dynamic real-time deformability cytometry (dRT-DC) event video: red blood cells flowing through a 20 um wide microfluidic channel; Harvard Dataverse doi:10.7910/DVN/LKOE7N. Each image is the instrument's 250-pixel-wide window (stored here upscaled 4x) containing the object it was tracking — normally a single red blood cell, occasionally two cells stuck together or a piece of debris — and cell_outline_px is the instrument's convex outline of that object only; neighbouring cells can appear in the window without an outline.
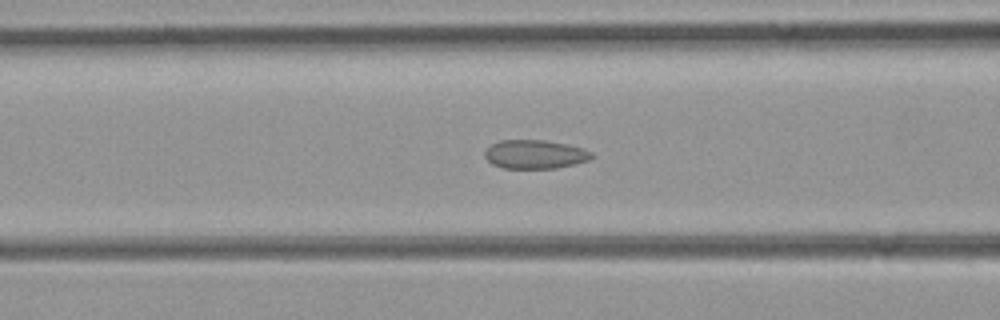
{"species": "common noctule bat (a hibernating species)", "species_latin": "Nyctalus noctula", "temperature_condition": "room temperature", "stored_images_in_passage": 50, "camera_frame_rate_fps": 3000, "um_per_image_px": 0.085, "animal": {"sex": "female", "body_mass_g": 21.9}, "frame": {"image": 1, "passage_image": 19, "time_ms": 6.0, "image_size_px": [1000, 320], "cell_outline_px": [[596, 156], [588, 160], [556, 168], [504, 168], [492, 164], [484, 156], [484, 152], [492, 144], [500, 140], [544, 140], [568, 144], [584, 148], [592, 152]], "centroid_in_image_um": [45.49, 13.11], "position_along_channel_um": 121.1, "area_um2": 17.92}}
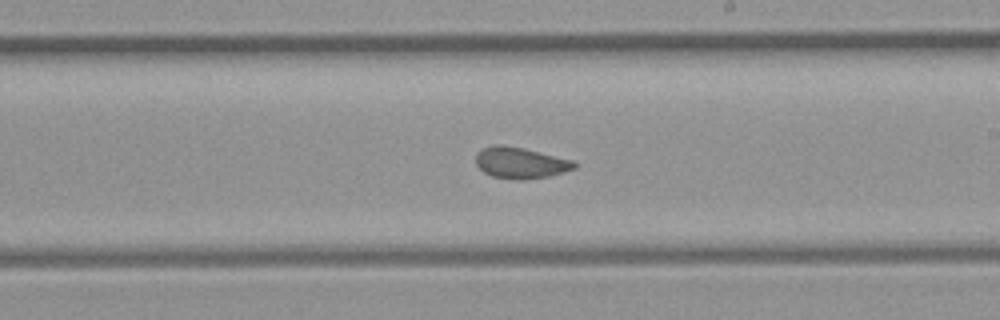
{"frame": {"image": 2, "passage_image": 28, "time_ms": 9.0, "image_size_px": [1000, 320], "cell_outline_px": [[576, 168], [564, 172], [548, 176], [524, 180], [516, 180], [492, 176], [484, 172], [476, 164], [476, 152], [484, 148], [496, 144], [500, 144], [524, 148], [572, 160], [576, 164]], "centroid_in_image_um": [44.22, 13.84], "position_along_channel_um": 244.8, "area_um2": 17.86}}
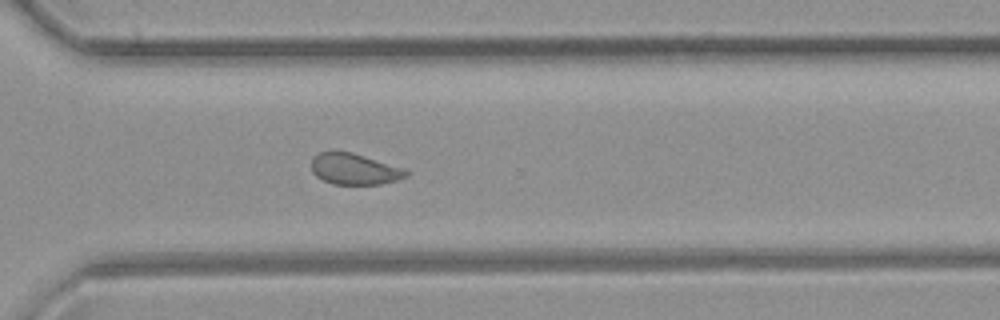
{"frame": {"image": 3, "passage_image": 35, "time_ms": 11.333, "image_size_px": [1000, 320], "cell_outline_px": [[412, 172], [408, 176], [396, 180], [380, 184], [332, 184], [316, 176], [312, 172], [312, 160], [320, 152], [352, 152], [408, 168]], "centroid_in_image_um": [30.22, 14.37], "position_along_channel_um": 340.4, "area_um2": 17.34}}